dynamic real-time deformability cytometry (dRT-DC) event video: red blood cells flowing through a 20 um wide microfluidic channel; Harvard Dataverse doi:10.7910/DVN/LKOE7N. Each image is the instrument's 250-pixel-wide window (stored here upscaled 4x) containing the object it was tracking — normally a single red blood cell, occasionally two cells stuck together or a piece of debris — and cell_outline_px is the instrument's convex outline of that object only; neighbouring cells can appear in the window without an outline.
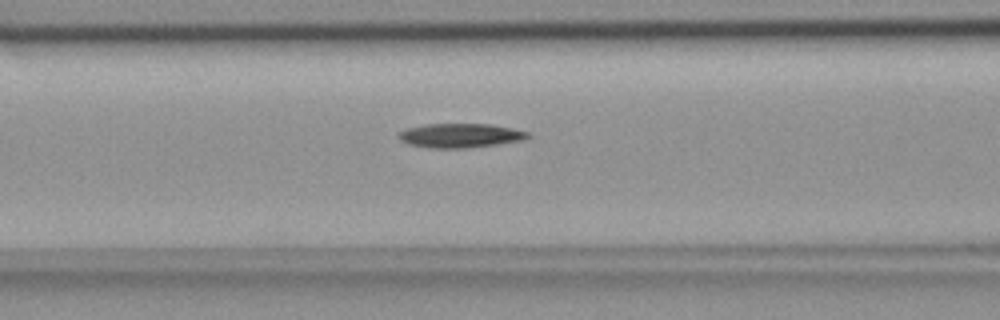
{"species": "common noctule bat (a hibernating species)", "species_latin": "Nyctalus noctula", "temperature_condition": "room temperature", "stored_images_in_passage": 27, "camera_frame_rate_fps": 3000, "um_per_image_px": 0.085, "animal": {"sex": "female", "body_mass_g": 18.4}, "frame": {"image": 1, "passage_image": 6, "time_ms": 1.667, "image_size_px": [1000, 320], "cell_outline_px": [[532, 136], [524, 140], [496, 144], [464, 148], [428, 148], [408, 144], [400, 140], [396, 136], [400, 132], [408, 128], [424, 124], [492, 124], [512, 128], [528, 132]], "centroid_in_image_um": [39.12, 11.52], "position_along_channel_um": 127.5, "area_um2": 18.26}}
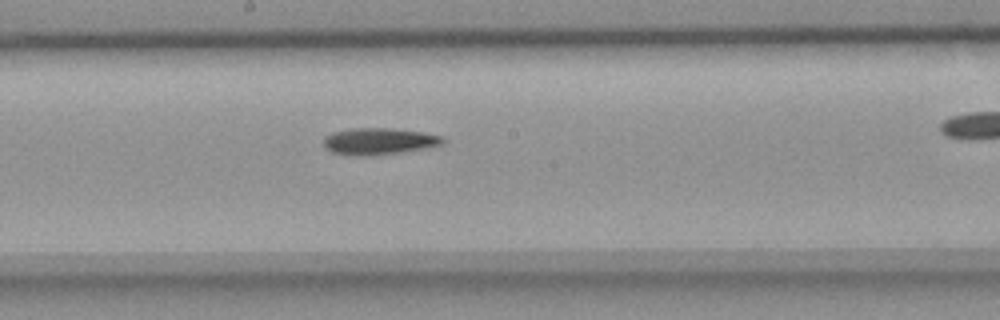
{"frame": {"image": 2, "passage_image": 13, "time_ms": 4.0, "image_size_px": [1000, 320], "cell_outline_px": [[444, 140], [440, 144], [424, 148], [400, 152], [368, 156], [356, 156], [332, 152], [324, 148], [324, 136], [332, 132], [352, 128], [388, 128], [424, 132], [440, 136]], "centroid_in_image_um": [32.13, 12.0], "position_along_channel_um": 216.1, "area_um2": 18.38}}
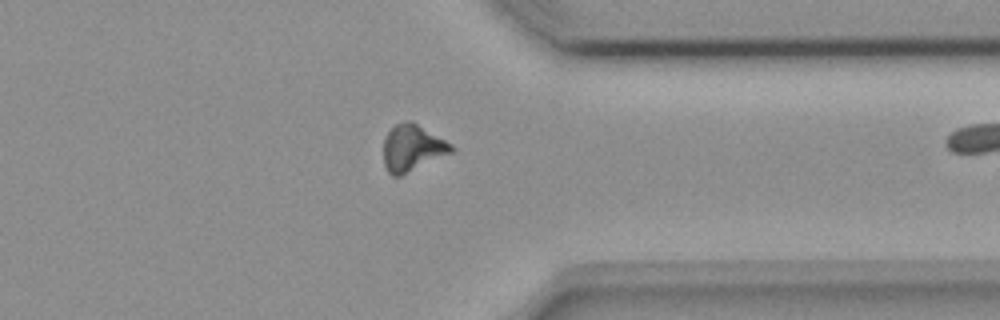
{"frame": {"image": 3, "passage_image": 26, "time_ms": 8.333, "image_size_px": [1000, 320], "cell_outline_px": [[456, 148], [452, 152], [400, 176], [392, 176], [388, 172], [384, 164], [384, 136], [396, 124], [408, 120], [412, 120], [452, 144]], "centroid_in_image_um": [35.04, 12.56], "position_along_channel_um": 376.4, "area_um2": 18.32}}